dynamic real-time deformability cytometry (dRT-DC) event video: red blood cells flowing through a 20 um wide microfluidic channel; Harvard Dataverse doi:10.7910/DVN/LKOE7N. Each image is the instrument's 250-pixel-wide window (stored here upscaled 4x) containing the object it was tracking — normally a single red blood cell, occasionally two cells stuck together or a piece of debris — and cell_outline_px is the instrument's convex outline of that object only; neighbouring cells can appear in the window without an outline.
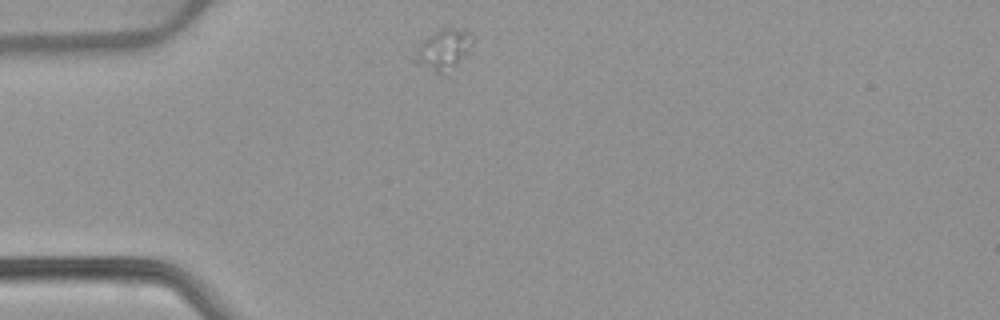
{"species": "common noctule bat (a hibernating species)", "species_latin": "Nyctalus noctula", "temperature_condition": "warm", "stored_images_in_passage": 41, "camera_frame_rate_fps": 3000, "um_per_image_px": 0.085, "animal": {"sex": "female", "body_mass_g": 22.7, "forearm_length_mm": 54.2}, "frame": {"image": 1, "passage_image": 1, "time_ms": 0.0, "image_size_px": [1000, 320], "cell_outline_px": [[476, 40], [468, 52], [444, 76], [440, 76], [412, 64], [412, 60], [416, 48], [420, 40], [444, 28], [464, 28], [472, 32], [476, 36]], "centroid_in_image_um": [37.67, 4.24], "position_along_channel_um": 47.3, "area_um2": 14.62}}
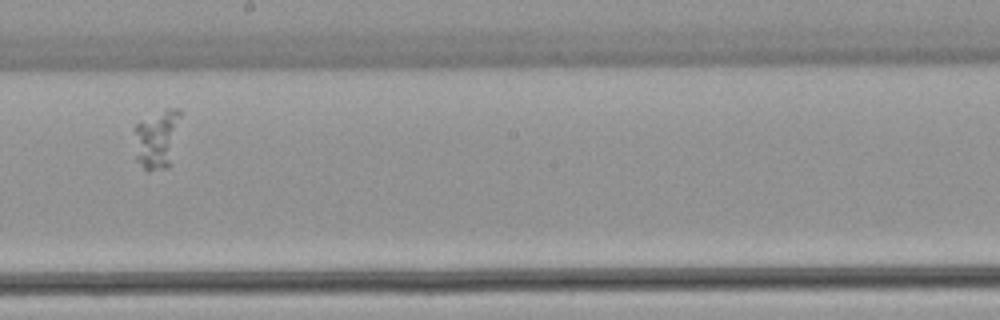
{"frame": {"image": 2, "passage_image": 18, "time_ms": 5.667, "image_size_px": [1000, 320], "cell_outline_px": [[184, 112], [168, 168], [148, 172], [136, 160], [136, 124], [164, 108], [180, 108]], "centroid_in_image_um": [13.41, 11.78], "position_along_channel_um": 234.8, "area_um2": 16.01}}
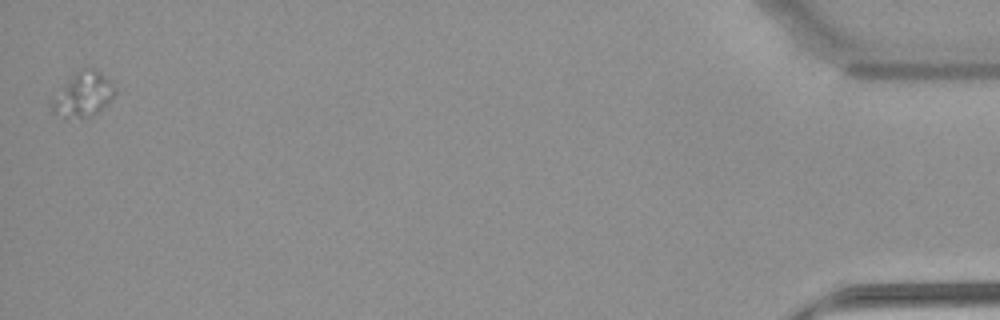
{"frame": {"image": 3, "passage_image": 41, "time_ms": 13.333, "image_size_px": [1000, 320], "cell_outline_px": [[124, 92], [96, 112], [80, 120], [60, 116], [52, 112], [52, 100], [68, 80], [80, 68], [96, 68], [108, 76]], "centroid_in_image_um": [7.23, 8.01], "position_along_channel_um": 428.0, "area_um2": 17.05}}